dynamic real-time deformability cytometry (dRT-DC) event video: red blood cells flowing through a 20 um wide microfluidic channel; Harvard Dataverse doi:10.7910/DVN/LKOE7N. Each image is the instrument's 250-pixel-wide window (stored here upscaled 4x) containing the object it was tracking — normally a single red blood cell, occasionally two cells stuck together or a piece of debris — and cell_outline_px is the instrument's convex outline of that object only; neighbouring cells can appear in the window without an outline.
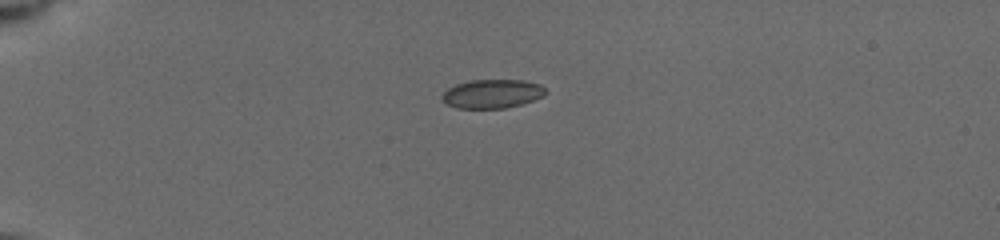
{"species": "common noctule bat (a hibernating species)", "species_latin": "Nyctalus noctula", "temperature_condition": "cold", "stored_images_in_passage": 28, "camera_frame_rate_fps": 3000, "um_per_image_px": 0.085, "animal": {"sex": "female", "body_mass_g": 19.5, "forearm_length_mm": 54.1}, "frame": {"image": 1, "passage_image": 1, "time_ms": 0.0, "image_size_px": [1000, 240], "cell_outline_px": [[548, 92], [544, 96], [520, 104], [504, 108], [456, 108], [440, 100], [440, 96], [448, 88], [456, 84], [468, 80], [524, 80], [540, 84]], "centroid_in_image_um": [41.81, 7.96], "position_along_channel_um": 43.2, "area_um2": 17.46}}
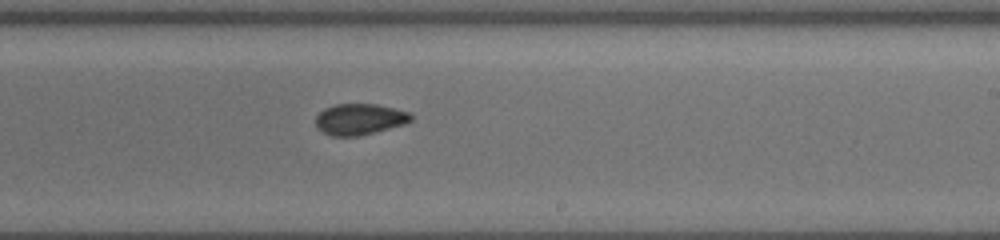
{"frame": {"image": 2, "passage_image": 16, "time_ms": 6.667, "image_size_px": [1000, 240], "cell_outline_px": [[412, 120], [404, 124], [360, 136], [332, 136], [316, 128], [316, 116], [324, 108], [336, 104], [376, 104], [412, 112]], "centroid_in_image_um": [30.57, 10.13], "position_along_channel_um": 258.4, "area_um2": 17.34}}
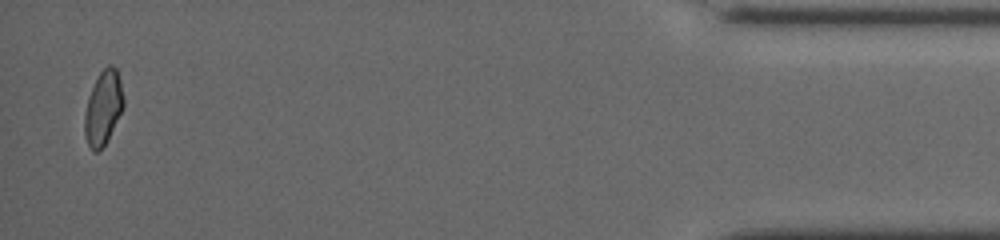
{"frame": {"image": 3, "passage_image": 28, "time_ms": 12.667, "image_size_px": [1000, 240], "cell_outline_px": [[124, 108], [108, 140], [96, 152], [92, 152], [84, 136], [84, 116], [88, 96], [100, 72], [108, 64], [112, 64], [116, 68], [120, 80], [124, 100]], "centroid_in_image_um": [8.78, 9.18], "position_along_channel_um": 426.4, "area_um2": 16.94}, "authors_computed_cell_mechanics": {"area_um2": 17.5423, "velocity_mm_per_s": 3.948, "shape_relaxation_time_tau1_ms": 4.5539, "shape_relaxation_time_tau2_ms": 3.1407, "deformation_change_tau1": 0.0917, "deformation_change_tau2": 0.0548}}